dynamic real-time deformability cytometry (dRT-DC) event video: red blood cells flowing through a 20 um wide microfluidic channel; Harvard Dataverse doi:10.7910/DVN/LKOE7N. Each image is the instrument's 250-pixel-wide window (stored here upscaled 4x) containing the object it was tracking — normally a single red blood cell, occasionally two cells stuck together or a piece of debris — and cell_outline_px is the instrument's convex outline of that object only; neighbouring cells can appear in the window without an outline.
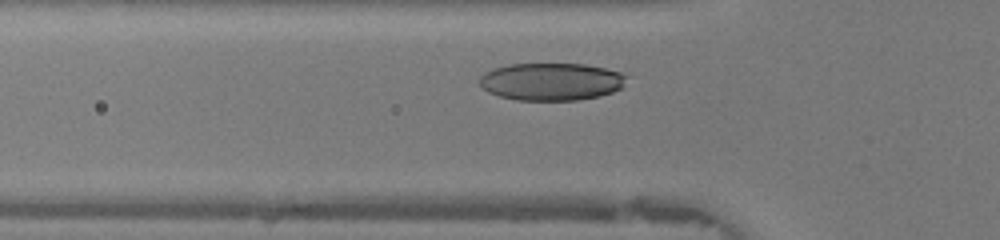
{"species": "human", "species_latin": "Homo sapiens", "temperature_condition": "warm", "stored_images_in_passage": 28, "camera_frame_rate_fps": 3000, "um_per_image_px": 0.085, "donor": {"sex": "female"}, "frame": {"image": 1, "passage_image": 6, "time_ms": 1.667, "image_size_px": [1000, 240], "cell_outline_px": [[628, 76], [620, 88], [612, 92], [600, 96], [576, 100], [516, 100], [500, 96], [488, 92], [480, 84], [480, 76], [484, 72], [508, 64], [584, 64], [604, 68], [620, 72]], "centroid_in_image_um": [46.86, 6.94], "position_along_channel_um": 78.9, "area_um2": 32.02}}
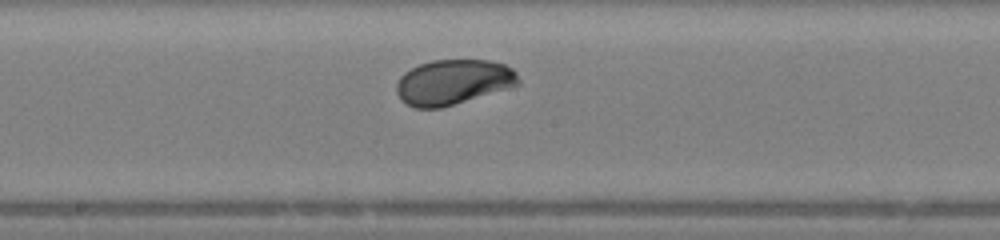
{"frame": {"image": 2, "passage_image": 15, "time_ms": 4.667, "image_size_px": [1000, 240], "cell_outline_px": [[520, 84], [440, 108], [416, 108], [400, 100], [396, 92], [396, 84], [400, 76], [404, 72], [420, 64], [432, 60], [488, 60], [504, 64], [512, 68], [516, 72], [520, 80]], "centroid_in_image_um": [38.49, 6.97], "position_along_channel_um": 209.7, "area_um2": 31.85}}
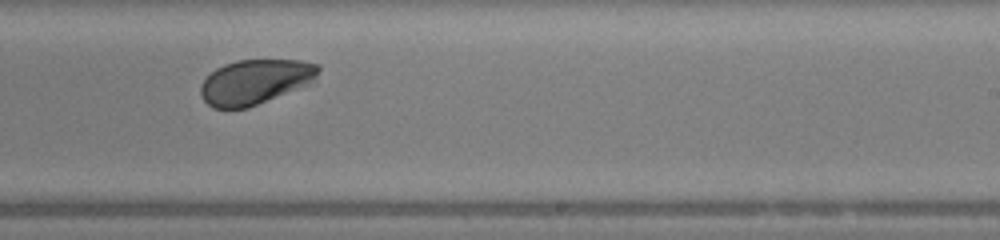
{"frame": {"image": 3, "passage_image": 19, "time_ms": 6.0, "image_size_px": [1000, 240], "cell_outline_px": [[320, 68], [316, 76], [304, 84], [296, 88], [248, 108], [212, 108], [204, 100], [200, 92], [200, 84], [216, 68], [224, 64], [236, 60], [300, 60], [320, 64]], "centroid_in_image_um": [21.63, 6.94], "position_along_channel_um": 267.4, "area_um2": 30.17}, "authors_computed_cell_mechanics": {"area_um2": 31.8478, "velocity_mm_per_s": 4.342, "shape_relaxation_time_tau1_ms": 1.5763, "shape_relaxation_time_tau2_ms": null, "deformation_change_tau1": 0.1015, "deformation_change_tau2": null}}